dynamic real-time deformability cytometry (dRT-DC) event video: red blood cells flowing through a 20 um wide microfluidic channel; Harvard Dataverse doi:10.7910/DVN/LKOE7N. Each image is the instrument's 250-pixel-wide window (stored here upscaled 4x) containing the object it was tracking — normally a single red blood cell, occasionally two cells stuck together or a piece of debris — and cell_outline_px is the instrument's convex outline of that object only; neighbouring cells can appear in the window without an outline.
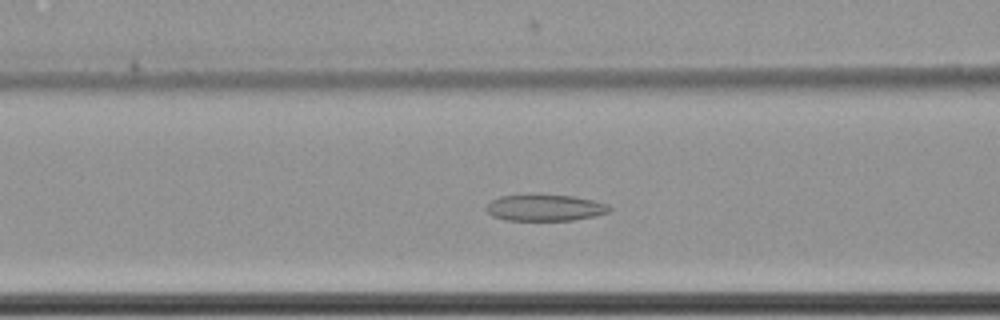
{"species": "common noctule bat (a hibernating species)", "species_latin": "Nyctalus noctula", "temperature_condition": "cold", "stored_images_in_passage": 63, "camera_frame_rate_fps": 3000, "um_per_image_px": 0.085, "animal": {"sex": "female", "body_mass_g": 22.7, "forearm_length_mm": 54.2}, "frame": {"image": 1, "passage_image": 28, "time_ms": 9.0, "image_size_px": [1000, 320], "cell_outline_px": [[612, 208], [608, 212], [596, 216], [572, 220], [508, 220], [492, 216], [484, 208], [492, 200], [500, 196], [532, 192], [536, 192], [572, 196], [592, 200], [608, 204]], "centroid_in_image_um": [46.3, 17.61], "position_along_channel_um": 120.3, "area_um2": 19.59}}
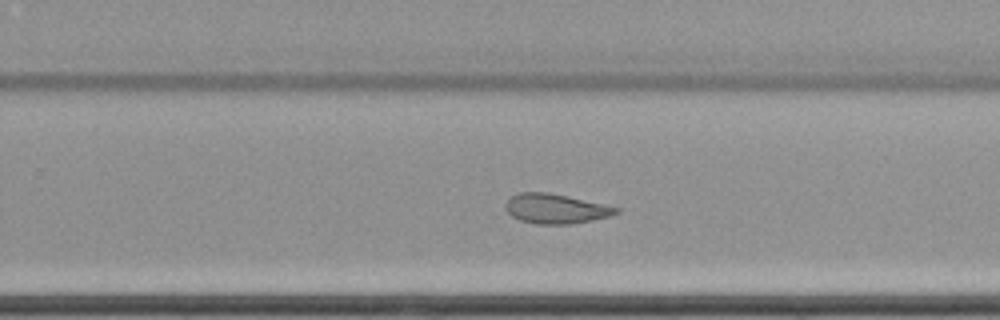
{"frame": {"image": 2, "passage_image": 42, "time_ms": 13.667, "image_size_px": [1000, 320], "cell_outline_px": [[620, 212], [612, 216], [572, 224], [532, 224], [520, 220], [512, 216], [504, 208], [504, 204], [512, 196], [520, 192], [548, 192], [568, 196], [604, 204], [620, 208]], "centroid_in_image_um": [47.24, 17.74], "position_along_channel_um": 282.6, "area_um2": 19.31}}
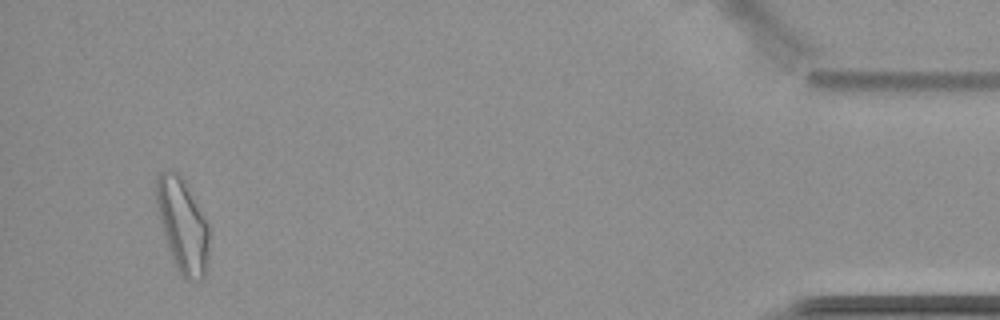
{"frame": {"image": 3, "passage_image": 60, "time_ms": 19.667, "image_size_px": [1000, 320], "cell_outline_px": [[208, 264], [204, 276], [200, 280], [188, 280], [176, 268], [168, 248], [156, 208], [156, 176], [160, 172], [168, 168], [176, 172], [184, 180], [208, 224]], "centroid_in_image_um": [15.5, 19.13], "position_along_channel_um": 419.7, "area_um2": 28.67}, "authors_computed_cell_mechanics": {"area_um2": 23.9292, "velocity_mm_per_s": 3.4862, "shape_relaxation_time_tau1_ms": null, "shape_relaxation_time_tau2_ms": 7.7987, "deformation_change_tau1": null, "deformation_change_tau2": 0.1522}}